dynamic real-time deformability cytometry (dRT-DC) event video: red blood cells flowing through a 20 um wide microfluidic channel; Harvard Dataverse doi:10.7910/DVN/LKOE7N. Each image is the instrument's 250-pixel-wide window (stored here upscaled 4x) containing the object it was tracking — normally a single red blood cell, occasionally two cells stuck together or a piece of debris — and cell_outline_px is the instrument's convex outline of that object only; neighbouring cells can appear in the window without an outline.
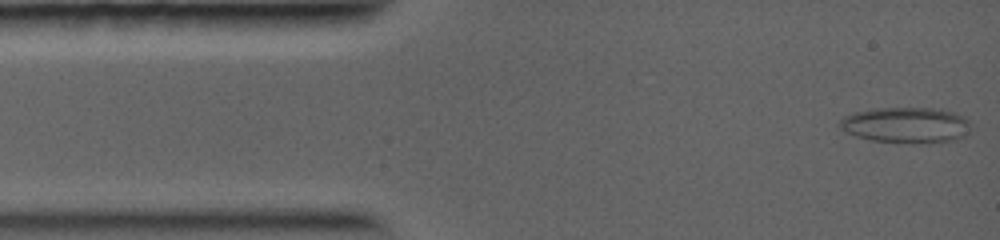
{"species": "common noctule bat (a hibernating species)", "species_latin": "Nyctalus noctula", "temperature_condition": "warm", "stored_images_in_passage": 41, "camera_frame_rate_fps": 5000, "um_per_image_px": 0.085, "animal": {"sex": "female", "body_mass_g": 19.0, "forearm_length_mm": 56.7}, "frame": {"image": 1, "passage_image": 1, "time_ms": 0.0, "image_size_px": [1000, 240], "cell_outline_px": [[968, 124], [964, 136], [952, 140], [912, 144], [872, 140], [856, 136], [844, 132], [836, 124], [844, 116], [852, 112], [868, 108], [940, 108], [964, 116], [968, 120]], "centroid_in_image_um": [76.92, 10.62], "position_along_channel_um": 8.1, "area_um2": 27.51}}
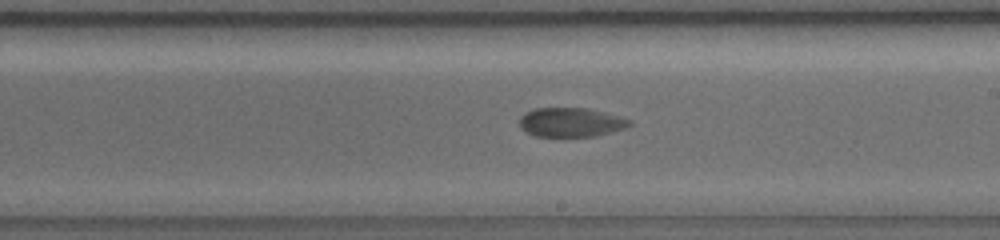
{"frame": {"image": 2, "passage_image": 23, "time_ms": 6.4, "image_size_px": [1000, 240], "cell_outline_px": [[632, 124], [628, 128], [596, 136], [536, 136], [524, 132], [520, 128], [520, 116], [524, 112], [532, 108], [588, 108], [620, 116], [632, 120]], "centroid_in_image_um": [48.53, 10.39], "position_along_channel_um": 240.5, "area_um2": 19.02}}
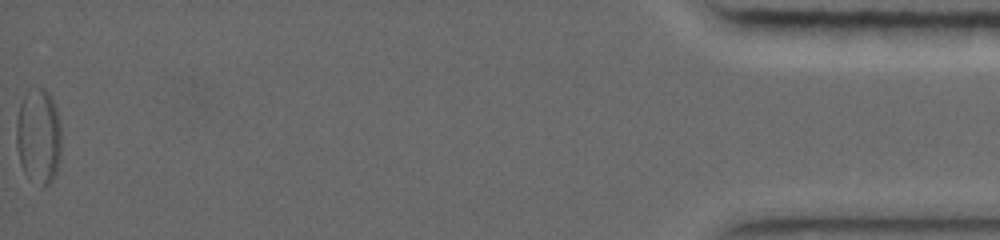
{"frame": {"image": 3, "passage_image": 41, "time_ms": 13.2, "image_size_px": [1000, 240], "cell_outline_px": [[60, 156], [56, 172], [52, 180], [48, 184], [44, 184], [28, 176], [24, 172], [20, 164], [16, 148], [16, 120], [20, 104], [28, 88], [44, 88], [52, 96], [56, 104], [60, 124]], "centroid_in_image_um": [3.27, 11.5], "position_along_channel_um": 431.9, "area_um2": 25.14}}